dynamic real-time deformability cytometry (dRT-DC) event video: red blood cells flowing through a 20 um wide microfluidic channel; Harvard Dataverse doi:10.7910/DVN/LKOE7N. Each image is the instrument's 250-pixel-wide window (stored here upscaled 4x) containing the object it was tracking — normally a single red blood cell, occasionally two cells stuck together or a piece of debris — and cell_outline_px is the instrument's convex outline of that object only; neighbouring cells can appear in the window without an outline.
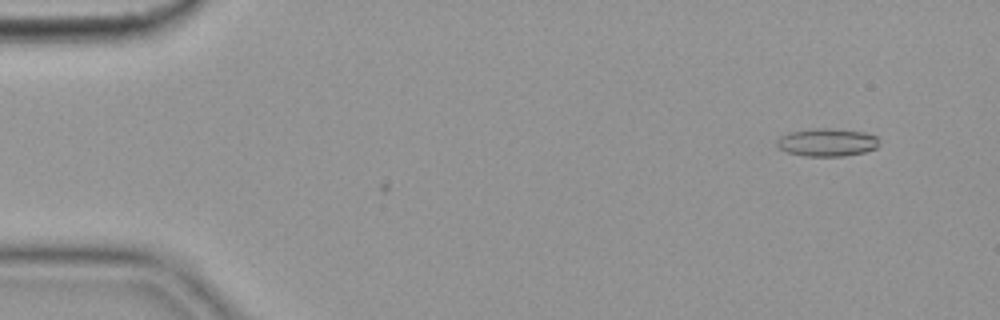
{"species": "common noctule bat (a hibernating species)", "species_latin": "Nyctalus noctula", "temperature_condition": "cold", "stored_images_in_passage": 4, "camera_frame_rate_fps": 3000, "um_per_image_px": 0.085, "animal": {"sex": "female", "body_mass_g": 19.9}, "frame": {"image": 1, "passage_image": 4, "time_ms": 1.0, "image_size_px": [1000, 320], "cell_outline_px": [[880, 144], [876, 148], [864, 152], [844, 156], [804, 156], [788, 152], [780, 148], [776, 144], [776, 140], [780, 136], [788, 132], [812, 128], [832, 128], [864, 132], [876, 136], [880, 140]], "centroid_in_image_um": [70.31, 12.09], "position_along_channel_um": 14.7, "area_um2": 16.82}}